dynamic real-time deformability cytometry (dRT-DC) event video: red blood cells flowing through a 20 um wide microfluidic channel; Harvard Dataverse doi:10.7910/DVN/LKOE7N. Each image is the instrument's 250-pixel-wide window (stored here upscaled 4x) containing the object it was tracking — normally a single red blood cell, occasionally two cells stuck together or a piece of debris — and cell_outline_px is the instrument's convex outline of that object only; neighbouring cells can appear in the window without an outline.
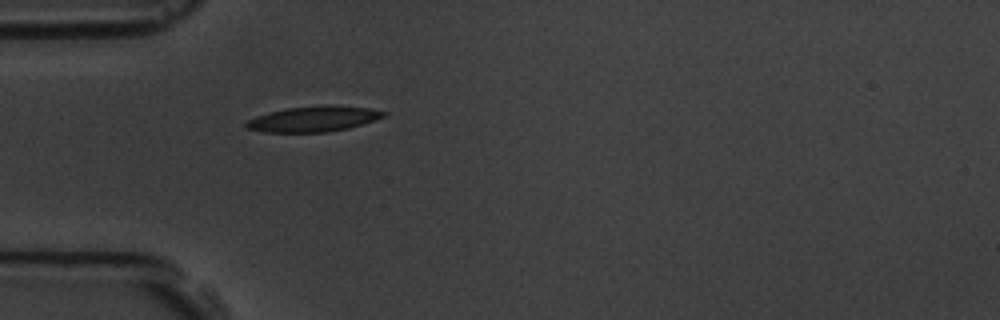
{"species": "common noctule bat (a hibernating species)", "species_latin": "Nyctalus noctula", "temperature_condition": "room temperature", "stored_images_in_passage": 4, "camera_frame_rate_fps": 3000, "um_per_image_px": 0.085, "animal": {"sex": "male", "body_mass_g": 19.5, "forearm_length_mm": 54.6}, "frame": {"image": 1, "passage_image": 4, "time_ms": 3.333, "image_size_px": [1000, 320], "cell_outline_px": [[388, 112], [384, 116], [348, 128], [328, 132], [264, 132], [248, 128], [244, 124], [248, 120], [256, 116], [268, 112], [288, 108], [368, 108]], "centroid_in_image_um": [26.55, 10.16], "position_along_channel_um": 58.4, "area_um2": 19.07}}